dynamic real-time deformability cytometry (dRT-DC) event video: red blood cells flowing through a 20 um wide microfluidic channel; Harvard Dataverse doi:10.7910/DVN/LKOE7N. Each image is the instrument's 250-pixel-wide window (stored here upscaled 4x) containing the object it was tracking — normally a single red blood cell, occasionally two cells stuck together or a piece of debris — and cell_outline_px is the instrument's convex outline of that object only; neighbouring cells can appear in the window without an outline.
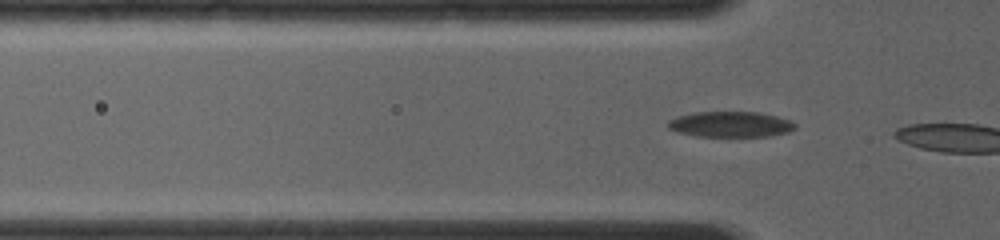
{"species": "common noctule bat (a hibernating species)", "species_latin": "Nyctalus noctula", "temperature_condition": "room temperature", "stored_images_in_passage": 7, "camera_frame_rate_fps": 4000, "um_per_image_px": 0.085, "animal": {"sex": "female", "body_mass_g": 19.0, "forearm_length_mm": 56.7}, "frame": {"image": 1, "passage_image": 7, "time_ms": 2.25, "image_size_px": [1000, 240], "cell_outline_px": [[796, 128], [788, 132], [768, 136], [696, 136], [676, 132], [668, 128], [668, 120], [676, 116], [696, 112], [760, 112], [792, 120], [796, 124]], "centroid_in_image_um": [62.09, 10.56], "position_along_channel_um": 63.7, "area_um2": 19.07}}